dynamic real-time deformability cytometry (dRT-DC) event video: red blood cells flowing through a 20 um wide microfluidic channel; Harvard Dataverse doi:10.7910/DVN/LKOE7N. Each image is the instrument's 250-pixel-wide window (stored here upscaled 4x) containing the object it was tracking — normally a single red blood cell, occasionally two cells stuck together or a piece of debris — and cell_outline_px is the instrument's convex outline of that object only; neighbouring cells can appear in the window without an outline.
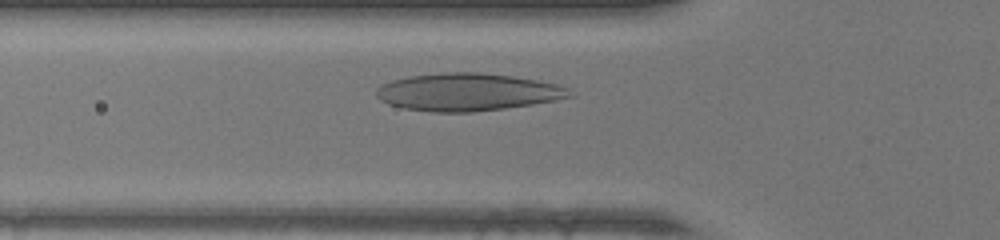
{"species": "human", "species_latin": "Homo sapiens", "temperature_condition": "warm", "stored_images_in_passage": 29, "camera_frame_rate_fps": 3000, "um_per_image_px": 0.085, "donor": {"sex": "female"}, "frame": {"image": 1, "passage_image": 7, "time_ms": 2.0, "image_size_px": [1000, 240], "cell_outline_px": [[576, 96], [556, 100], [532, 104], [504, 108], [472, 112], [432, 112], [404, 108], [388, 104], [380, 100], [376, 96], [376, 88], [380, 84], [392, 80], [408, 76], [444, 72], [480, 72], [512, 76], [536, 80], [556, 84], [568, 88]], "centroid_in_image_um": [39.72, 7.82], "position_along_channel_um": 86.1, "area_um2": 42.48}}
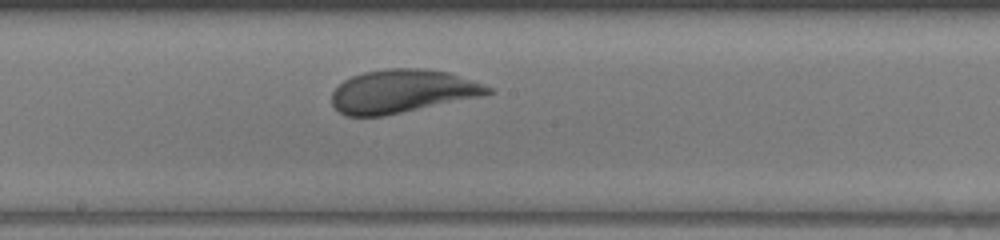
{"frame": {"image": 2, "passage_image": 16, "time_ms": 5.0, "image_size_px": [1000, 240], "cell_outline_px": [[492, 92], [480, 96], [384, 116], [344, 116], [332, 104], [332, 92], [344, 80], [352, 76], [364, 72], [388, 68], [424, 68], [448, 72], [492, 88]], "centroid_in_image_um": [34.14, 7.76], "position_along_channel_um": 214.1, "area_um2": 38.96}}
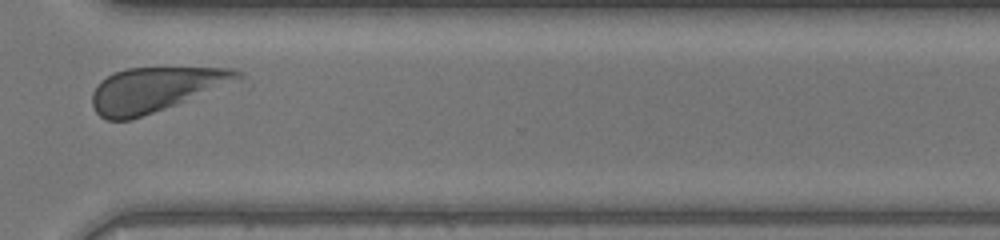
{"frame": {"image": 3, "passage_image": 26, "time_ms": 8.333, "image_size_px": [1000, 240], "cell_outline_px": [[244, 80], [132, 120], [108, 120], [100, 116], [96, 112], [92, 104], [92, 92], [96, 84], [100, 80], [112, 72], [128, 68], [232, 68], [244, 72]], "centroid_in_image_um": [13.24, 7.6], "position_along_channel_um": 357.4, "area_um2": 38.21}, "authors_computed_cell_mechanics": {"area_um2": 39.9398, "velocity_mm_per_s": 4.2687, "shape_relaxation_time_tau1_ms": 3.8457, "shape_relaxation_time_tau2_ms": 4.9617, "deformation_change_tau1": 0.1559, "deformation_change_tau2": 0.1285}}